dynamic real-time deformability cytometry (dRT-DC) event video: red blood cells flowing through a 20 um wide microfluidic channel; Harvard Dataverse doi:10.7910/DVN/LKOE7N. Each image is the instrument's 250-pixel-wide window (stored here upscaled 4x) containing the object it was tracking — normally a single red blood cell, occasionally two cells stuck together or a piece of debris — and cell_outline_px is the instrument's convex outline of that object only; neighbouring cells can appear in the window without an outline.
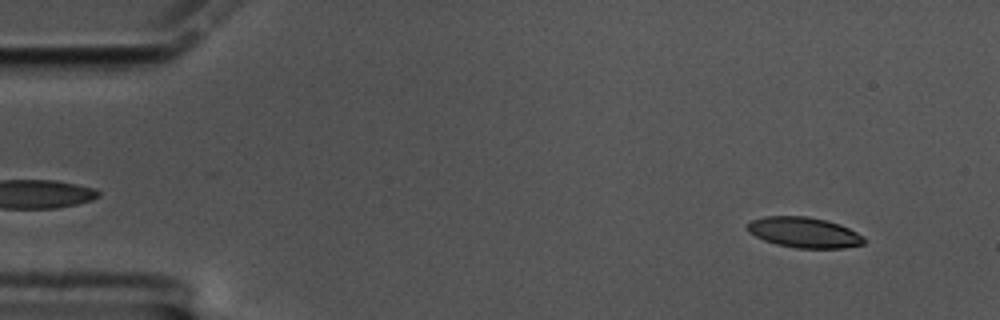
{"species": "common noctule bat (a hibernating species)", "species_latin": "Nyctalus noctula", "temperature_condition": "cold", "stored_images_in_passage": 59, "camera_frame_rate_fps": 3000, "um_per_image_px": 0.085, "animal": {"sex": "male", "body_mass_g": 17.5, "forearm_length_mm": 52.3}, "frame": {"image": 1, "passage_image": 5, "time_ms": 1.333, "image_size_px": [1000, 320], "cell_outline_px": [[868, 240], [864, 244], [844, 248], [796, 248], [776, 244], [764, 240], [748, 232], [748, 224], [752, 220], [764, 216], [808, 216], [828, 220], [840, 224], [864, 236]], "centroid_in_image_um": [68.39, 19.76], "position_along_channel_um": 16.6, "area_um2": 20.87}}
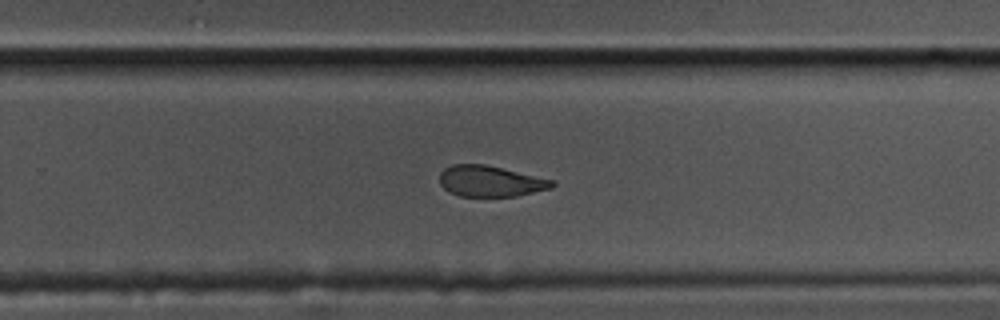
{"frame": {"image": 2, "passage_image": 38, "time_ms": 12.333, "image_size_px": [1000, 320], "cell_outline_px": [[556, 184], [552, 188], [516, 196], [460, 196], [448, 192], [440, 184], [440, 172], [444, 168], [452, 164], [484, 164], [556, 180]], "centroid_in_image_um": [41.69, 15.4], "position_along_channel_um": 288.1, "area_um2": 20.4}}
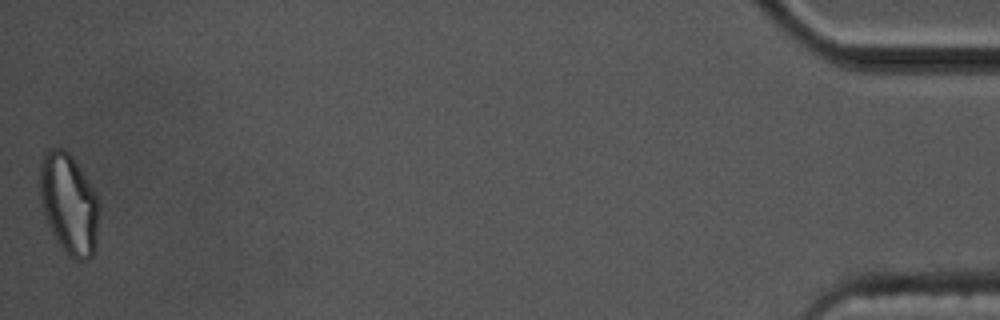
{"frame": {"image": 3, "passage_image": 59, "time_ms": 19.333, "image_size_px": [1000, 320], "cell_outline_px": [[100, 212], [96, 244], [92, 256], [88, 260], [76, 260], [68, 256], [56, 240], [48, 224], [40, 204], [40, 164], [44, 152], [48, 148], [64, 148], [72, 156], [96, 192], [100, 208]], "centroid_in_image_um": [5.87, 17.33], "position_along_channel_um": 429.3, "area_um2": 35.26}, "authors_computed_cell_mechanics": {"area_um2": 21.5594, "velocity_mm_per_s": 3.3738, "shape_relaxation_time_tau1_ms": null, "shape_relaxation_time_tau2_ms": 6.1706, "deformation_change_tau1": null, "deformation_change_tau2": 0.1382}}